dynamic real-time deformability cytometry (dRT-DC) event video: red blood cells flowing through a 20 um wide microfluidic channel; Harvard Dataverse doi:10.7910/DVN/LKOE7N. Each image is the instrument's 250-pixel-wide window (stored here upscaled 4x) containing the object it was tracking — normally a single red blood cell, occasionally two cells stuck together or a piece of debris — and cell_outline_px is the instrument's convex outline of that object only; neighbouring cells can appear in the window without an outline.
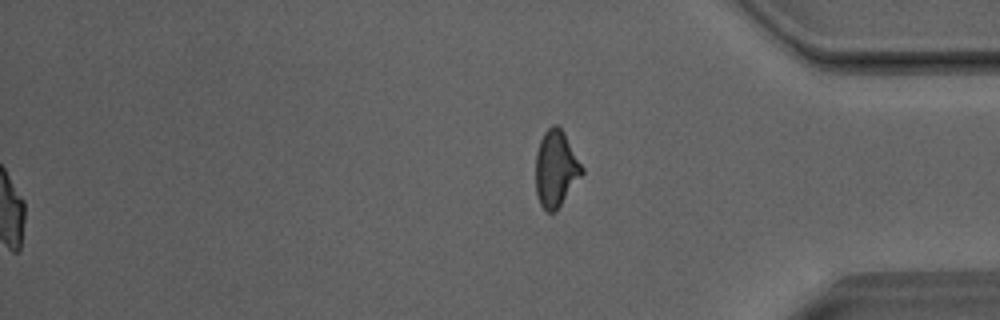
{"species": "Egyptian fruit bat (a non-hibernating species)", "species_latin": "Rousettus aegyptiacus", "temperature_condition": "room temperature", "stored_images_in_passage": 52, "segment_of_instrument_passage": [2, 2], "camera_frame_rate_fps": 3000, "um_per_image_px": 0.085, "animal": {"sex": "male"}, "frame": {"image": 1, "passage_image": 52, "time_ms": 17.0, "image_size_px": [1000, 320], "cell_outline_px": [[584, 172], [556, 212], [548, 212], [540, 204], [536, 192], [536, 152], [540, 140], [544, 132], [552, 124], [556, 124], [564, 132], [584, 168]], "centroid_in_image_um": [47.25, 14.33], "position_along_channel_um": 387.9, "area_um2": 20.63}}